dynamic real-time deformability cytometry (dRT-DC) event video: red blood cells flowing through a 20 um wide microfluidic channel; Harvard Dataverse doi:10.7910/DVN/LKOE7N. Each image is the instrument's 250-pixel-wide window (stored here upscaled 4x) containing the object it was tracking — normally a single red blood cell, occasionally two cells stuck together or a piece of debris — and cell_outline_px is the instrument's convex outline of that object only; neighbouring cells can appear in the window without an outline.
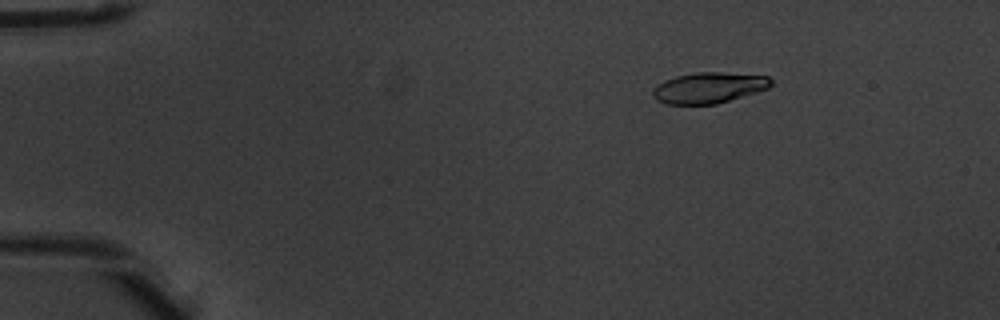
{"species": "common noctule bat (a hibernating species)", "species_latin": "Nyctalus noctula", "temperature_condition": "warm", "stored_images_in_passage": 6, "camera_frame_rate_fps": 3000, "um_per_image_px": 0.085, "animal": {"sex": "male", "body_mass_g": 20.1, "forearm_length_mm": 53.5}, "frame": {"image": 1, "passage_image": 6, "time_ms": 1.667, "image_size_px": [1000, 320], "cell_outline_px": [[772, 84], [768, 88], [756, 92], [716, 104], [668, 104], [656, 100], [652, 96], [652, 88], [656, 84], [664, 80], [676, 76], [696, 72], [720, 72], [768, 76], [772, 80]], "centroid_in_image_um": [60.21, 7.45], "position_along_channel_um": 24.8, "area_um2": 21.27}}